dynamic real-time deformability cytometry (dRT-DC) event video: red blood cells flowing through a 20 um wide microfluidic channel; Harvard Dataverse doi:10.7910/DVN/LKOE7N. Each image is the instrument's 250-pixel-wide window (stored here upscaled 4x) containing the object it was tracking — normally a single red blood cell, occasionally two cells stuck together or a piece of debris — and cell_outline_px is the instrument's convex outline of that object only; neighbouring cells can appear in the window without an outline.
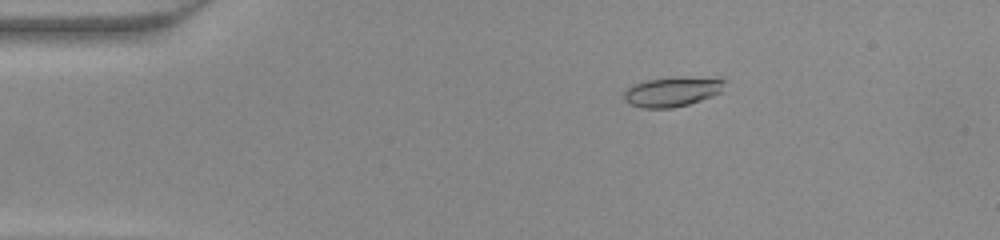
{"species": "common noctule bat (a hibernating species)", "species_latin": "Nyctalus noctula", "temperature_condition": "warm", "stored_images_in_passage": 43, "camera_frame_rate_fps": 3000, "um_per_image_px": 0.085, "animal": {"sex": "female", "body_mass_g": 22.0, "forearm_length_mm": 56.7}, "frame": {"image": 1, "passage_image": 3, "time_ms": 0.667, "image_size_px": [1000, 240], "cell_outline_px": [[724, 80], [720, 92], [712, 96], [688, 104], [672, 108], [644, 108], [632, 104], [624, 100], [624, 92], [628, 88], [644, 80], [672, 76], [680, 76]], "centroid_in_image_um": [57.09, 7.78], "position_along_channel_um": 27.9, "area_um2": 17.17}}
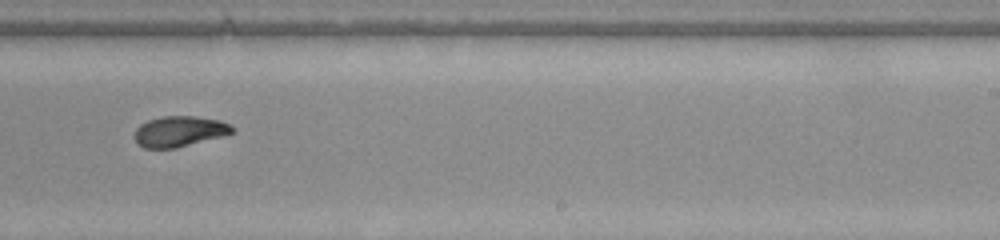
{"frame": {"image": 2, "passage_image": 25, "time_ms": 8.0, "image_size_px": [1000, 240], "cell_outline_px": [[232, 132], [220, 136], [176, 148], [144, 148], [136, 140], [136, 128], [140, 124], [148, 120], [164, 116], [196, 116], [220, 120], [228, 124], [232, 128]], "centroid_in_image_um": [15.22, 11.15], "position_along_channel_um": 273.8, "area_um2": 16.99}}
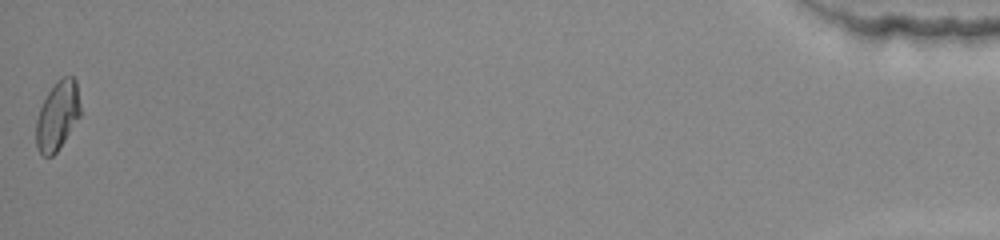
{"frame": {"image": 3, "passage_image": 43, "time_ms": 14.0, "image_size_px": [1000, 240], "cell_outline_px": [[80, 116], [56, 152], [52, 156], [44, 156], [36, 148], [36, 120], [40, 108], [48, 92], [56, 80], [60, 76], [72, 76], [76, 80], [80, 104]], "centroid_in_image_um": [4.88, 9.8], "position_along_channel_um": 430.3, "area_um2": 17.69}}